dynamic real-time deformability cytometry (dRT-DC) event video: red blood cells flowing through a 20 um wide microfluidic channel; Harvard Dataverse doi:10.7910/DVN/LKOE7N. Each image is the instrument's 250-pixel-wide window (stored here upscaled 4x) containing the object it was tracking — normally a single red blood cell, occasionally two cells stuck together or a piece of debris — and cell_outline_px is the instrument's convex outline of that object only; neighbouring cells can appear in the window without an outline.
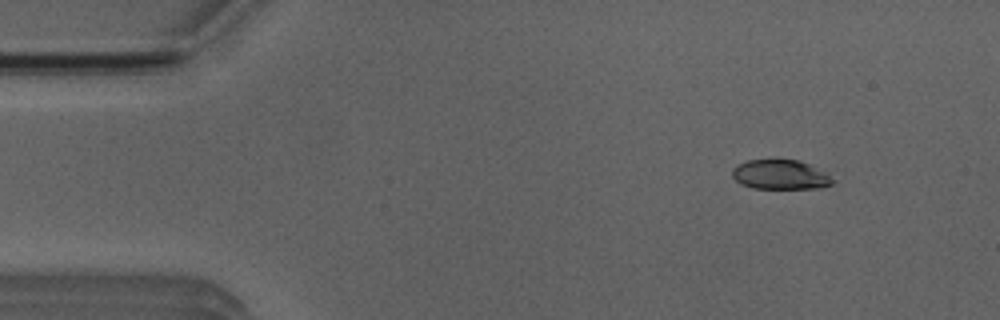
{"species": "Egyptian fruit bat (a non-hibernating species)", "species_latin": "Rousettus aegyptiacus", "temperature_condition": "room temperature", "stored_images_in_passage": 3, "camera_frame_rate_fps": 3000, "um_per_image_px": 0.085, "animal": {"sex": "male"}, "frame": {"image": 1, "passage_image": 1, "time_ms": 0.0, "image_size_px": [1000, 320], "cell_outline_px": [[832, 184], [820, 188], [752, 188], [740, 184], [732, 176], [732, 168], [736, 164], [748, 160], [800, 160], [828, 172], [832, 180]], "centroid_in_image_um": [66.32, 14.84], "position_along_channel_um": 18.7, "area_um2": 17.4}}